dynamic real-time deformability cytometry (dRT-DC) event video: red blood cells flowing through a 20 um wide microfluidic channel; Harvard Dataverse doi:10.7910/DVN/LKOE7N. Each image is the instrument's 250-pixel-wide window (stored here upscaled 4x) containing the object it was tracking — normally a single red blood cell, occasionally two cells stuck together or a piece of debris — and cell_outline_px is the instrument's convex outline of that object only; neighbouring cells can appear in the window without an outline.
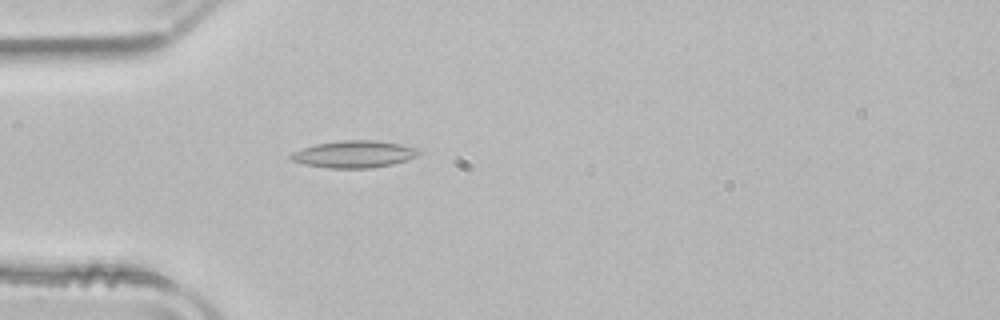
{"species": "common noctule bat (a hibernating species)", "species_latin": "Nyctalus noctula", "temperature_condition": "room temperature", "stored_images_in_passage": 39, "camera_frame_rate_fps": 3000, "um_per_image_px": 0.085, "animal": {"sex": "male", "body_mass_g": 21.5, "forearm_length_mm": 52.0}, "frame": {"image": 1, "passage_image": 2, "time_ms": 0.333, "image_size_px": [1000, 320], "cell_outline_px": [[420, 152], [416, 156], [392, 164], [372, 168], [328, 168], [304, 164], [292, 160], [288, 156], [292, 152], [300, 148], [316, 144], [344, 140], [376, 140], [400, 144], [416, 148]], "centroid_in_image_um": [30.05, 13.1], "position_along_channel_um": 55.0, "area_um2": 20.06}}
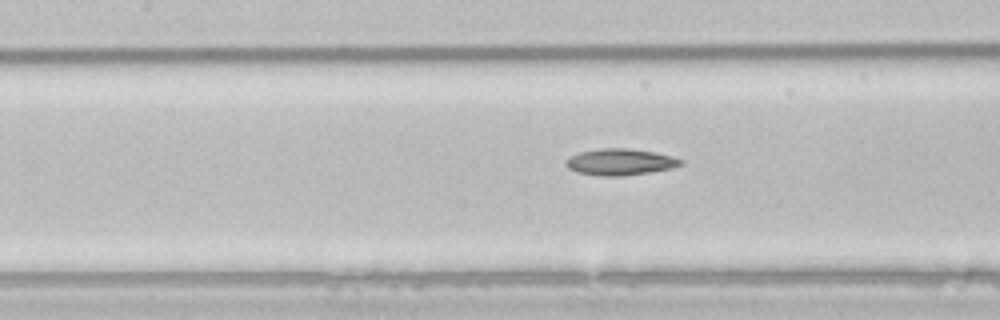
{"frame": {"image": 2, "passage_image": 10, "time_ms": 3.0, "image_size_px": [1000, 320], "cell_outline_px": [[684, 164], [672, 168], [624, 176], [600, 176], [576, 172], [568, 168], [564, 164], [564, 160], [580, 152], [600, 148], [628, 148], [652, 152], [672, 156], [684, 160]], "centroid_in_image_um": [52.7, 13.77], "position_along_channel_um": 154.7, "area_um2": 17.74}}
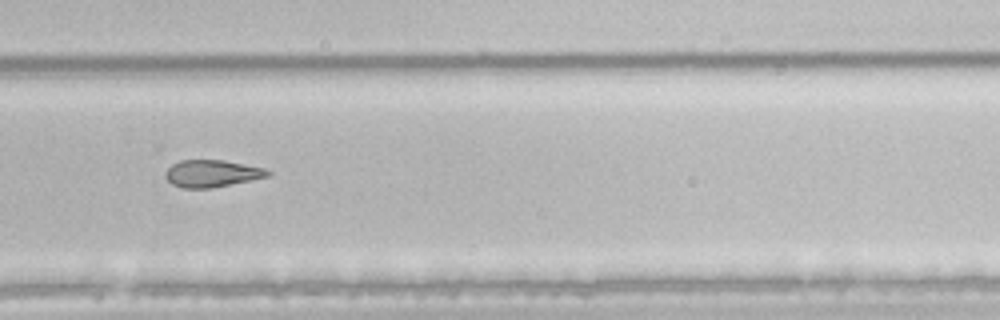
{"frame": {"image": 3, "passage_image": 22, "time_ms": 7.0, "image_size_px": [1000, 320], "cell_outline_px": [[272, 172], [268, 176], [252, 180], [212, 188], [184, 188], [172, 184], [164, 176], [164, 172], [172, 164], [180, 160], [224, 160], [264, 168]], "centroid_in_image_um": [18.0, 14.74], "position_along_channel_um": 311.8, "area_um2": 16.18}, "authors_computed_cell_mechanics": {"area_um2": 17.5712, "velocity_mm_per_s": 3.9533, "shape_relaxation_time_tau1_ms": null, "shape_relaxation_time_tau2_ms": 10.8879, "deformation_change_tau1": null, "deformation_change_tau2": 0.2282}}